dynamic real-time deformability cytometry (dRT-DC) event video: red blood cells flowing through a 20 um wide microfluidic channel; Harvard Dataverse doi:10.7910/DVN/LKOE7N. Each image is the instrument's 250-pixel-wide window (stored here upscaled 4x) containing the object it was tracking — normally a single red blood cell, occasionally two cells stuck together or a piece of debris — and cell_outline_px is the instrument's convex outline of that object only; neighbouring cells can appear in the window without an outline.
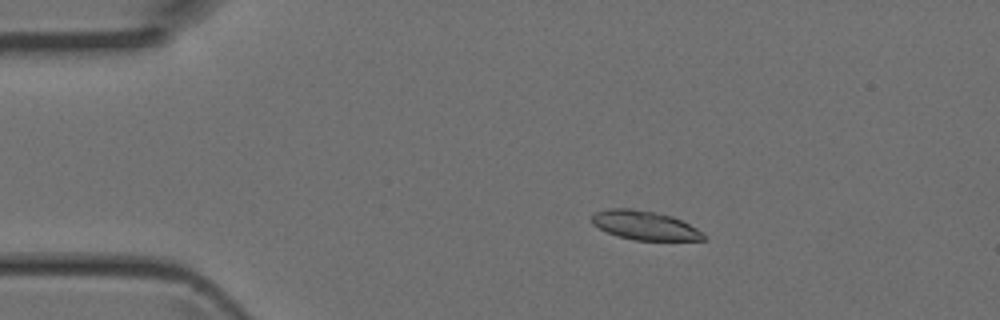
{"species": "Egyptian fruit bat (a non-hibernating species)", "species_latin": "Rousettus aegyptiacus", "temperature_condition": "room temperature", "stored_images_in_passage": 3, "camera_frame_rate_fps": 3000, "um_per_image_px": 0.085, "animal": {"sex": "female"}, "frame": {"image": 1, "passage_image": 2, "time_ms": 0.333, "image_size_px": [1000, 320], "cell_outline_px": [[708, 236], [704, 240], [636, 240], [616, 236], [592, 224], [592, 216], [596, 212], [608, 208], [632, 208], [672, 216], [696, 228]], "centroid_in_image_um": [54.8, 19.16], "position_along_channel_um": 30.2, "area_um2": 18.73}}